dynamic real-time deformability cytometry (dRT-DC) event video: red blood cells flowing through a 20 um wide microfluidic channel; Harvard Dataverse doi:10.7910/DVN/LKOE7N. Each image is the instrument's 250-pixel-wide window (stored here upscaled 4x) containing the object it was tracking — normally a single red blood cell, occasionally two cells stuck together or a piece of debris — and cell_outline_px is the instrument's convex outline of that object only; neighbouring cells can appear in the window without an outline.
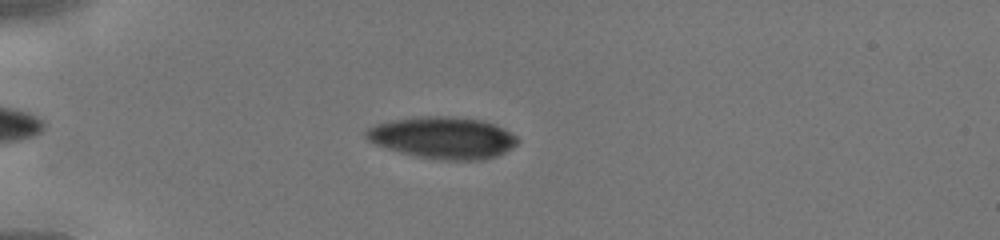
{"species": "human", "species_latin": "Homo sapiens", "temperature_condition": "cold", "stored_images_in_passage": 35, "camera_frame_rate_fps": 3000, "um_per_image_px": 0.085, "donor": {"sex": "male"}, "frame": {"image": 1, "passage_image": 7, "time_ms": 2.0, "image_size_px": [1000, 240], "cell_outline_px": [[520, 140], [512, 148], [496, 156], [480, 160], [448, 160], [416, 156], [400, 152], [376, 144], [368, 140], [364, 136], [364, 132], [368, 128], [376, 124], [392, 120], [416, 116], [452, 116], [480, 120], [496, 124], [504, 128], [516, 136]], "centroid_in_image_um": [37.65, 11.69], "position_along_channel_um": 47.3, "area_um2": 36.88}}
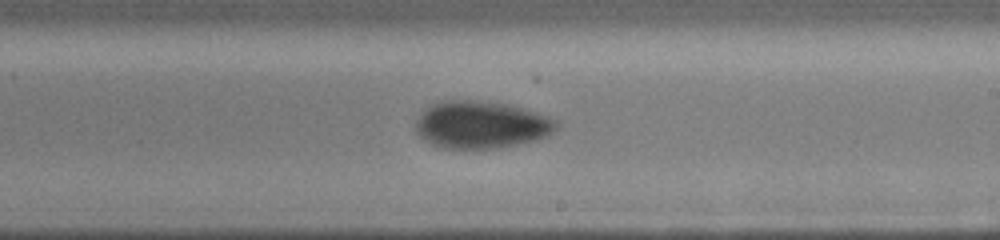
{"frame": {"image": 2, "passage_image": 22, "time_ms": 7.0, "image_size_px": [1000, 240], "cell_outline_px": [[556, 128], [548, 136], [536, 140], [496, 148], [444, 148], [432, 144], [420, 136], [416, 132], [416, 120], [420, 112], [432, 104], [440, 100], [472, 100], [508, 104], [536, 112], [556, 120]], "centroid_in_image_um": [40.86, 10.59], "position_along_channel_um": 248.1, "area_um2": 38.61}}
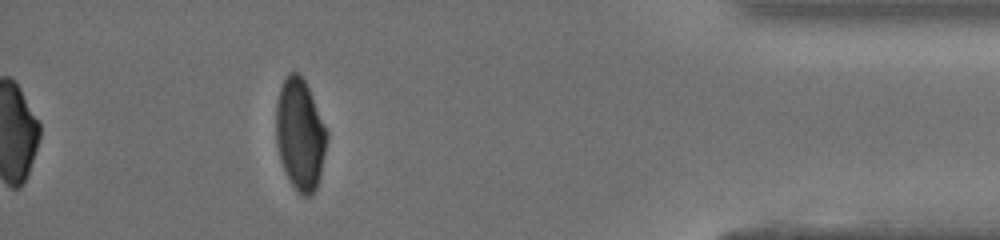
{"frame": {"image": 3, "passage_image": 35, "time_ms": 11.333, "image_size_px": [1000, 240], "cell_outline_px": [[328, 136], [320, 176], [316, 188], [308, 196], [304, 196], [292, 184], [284, 168], [280, 156], [276, 140], [276, 104], [280, 88], [288, 72], [296, 72], [304, 80], [308, 88], [328, 132]], "centroid_in_image_um": [25.51, 11.4], "position_along_channel_um": 409.7, "area_um2": 32.37}}